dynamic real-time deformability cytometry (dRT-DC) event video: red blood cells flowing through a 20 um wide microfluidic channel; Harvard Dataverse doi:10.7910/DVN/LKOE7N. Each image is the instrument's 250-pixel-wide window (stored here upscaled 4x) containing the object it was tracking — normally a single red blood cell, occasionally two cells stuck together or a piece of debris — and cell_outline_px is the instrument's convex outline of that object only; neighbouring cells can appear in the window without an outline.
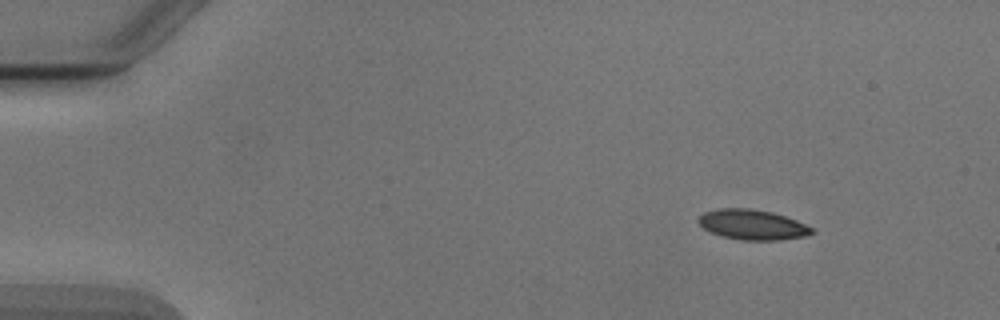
{"species": "Egyptian fruit bat (a non-hibernating species)", "species_latin": "Rousettus aegyptiacus", "temperature_condition": "cold", "stored_images_in_passage": 47, "camera_frame_rate_fps": 3000, "um_per_image_px": 0.085, "animal": {"sex": "male"}, "frame": {"image": 1, "passage_image": 1, "time_ms": 0.0, "image_size_px": [1000, 320], "cell_outline_px": [[816, 232], [804, 236], [780, 240], [740, 240], [724, 236], [712, 232], [704, 228], [696, 220], [704, 212], [716, 208], [748, 208], [772, 212], [796, 220], [812, 228]], "centroid_in_image_um": [63.95, 19.09], "position_along_channel_um": 21.1, "area_um2": 19.77}}
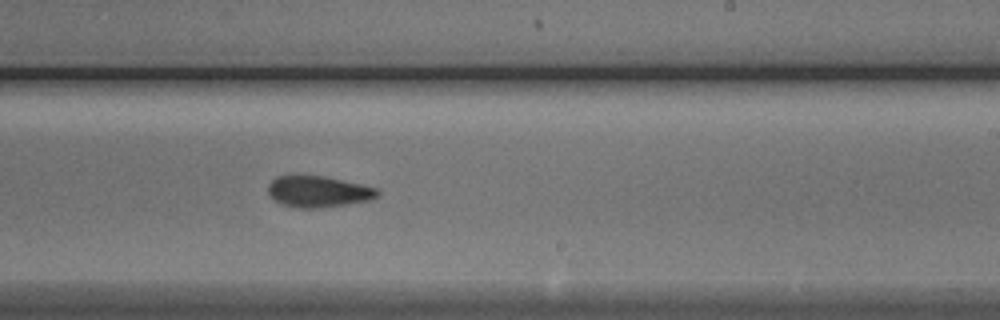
{"frame": {"image": 2, "passage_image": 27, "time_ms": 8.667, "image_size_px": [1000, 320], "cell_outline_px": [[380, 192], [376, 196], [368, 200], [344, 204], [316, 208], [300, 208], [280, 204], [268, 192], [268, 184], [276, 176], [288, 172], [324, 176], [360, 184], [376, 188]], "centroid_in_image_um": [26.95, 16.23], "position_along_channel_um": 262.0, "area_um2": 20.17}}
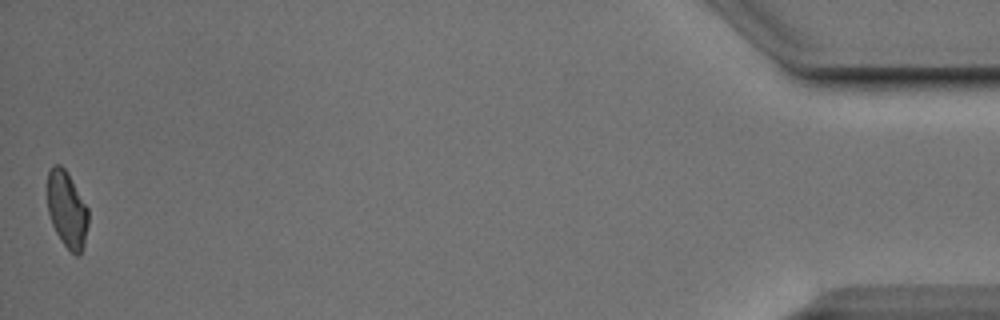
{"frame": {"image": 3, "passage_image": 47, "time_ms": 15.333, "image_size_px": [1000, 320], "cell_outline_px": [[88, 224], [84, 244], [80, 252], [76, 256], [60, 240], [52, 224], [48, 212], [48, 172], [56, 164], [60, 164], [64, 168], [88, 208]], "centroid_in_image_um": [5.69, 17.83], "position_along_channel_um": 429.5, "area_um2": 17.8}, "authors_computed_cell_mechanics": {"area_um2": 19.7676, "velocity_mm_per_s": 3.8938, "shape_relaxation_time_tau1_ms": 3.1101, "shape_relaxation_time_tau2_ms": 2.2299, "deformation_change_tau1": 0.135, "deformation_change_tau2": 0.0946}}